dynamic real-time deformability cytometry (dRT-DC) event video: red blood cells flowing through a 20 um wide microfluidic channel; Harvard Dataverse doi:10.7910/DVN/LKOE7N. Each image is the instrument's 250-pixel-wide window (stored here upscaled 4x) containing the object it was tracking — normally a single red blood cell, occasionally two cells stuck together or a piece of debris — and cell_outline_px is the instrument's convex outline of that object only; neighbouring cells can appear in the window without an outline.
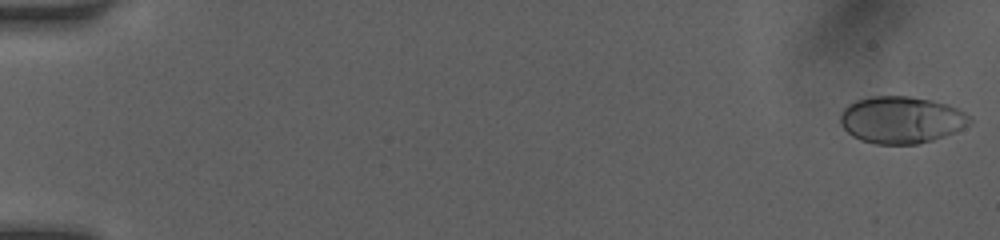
{"species": "human", "species_latin": "Homo sapiens", "temperature_condition": "room temperature", "stored_images_in_passage": 50, "camera_frame_rate_fps": 3000, "um_per_image_px": 0.085, "donor": {"sex": "female"}, "frame": {"image": 1, "passage_image": 1, "time_ms": 0.0, "image_size_px": [1000, 240], "cell_outline_px": [[972, 120], [968, 124], [944, 136], [932, 140], [916, 144], [876, 144], [860, 140], [852, 136], [840, 124], [840, 116], [844, 108], [848, 104], [856, 100], [872, 96], [908, 96], [932, 100], [948, 104], [972, 116]], "centroid_in_image_um": [76.59, 10.18], "position_along_channel_um": 8.4, "area_um2": 35.37}}
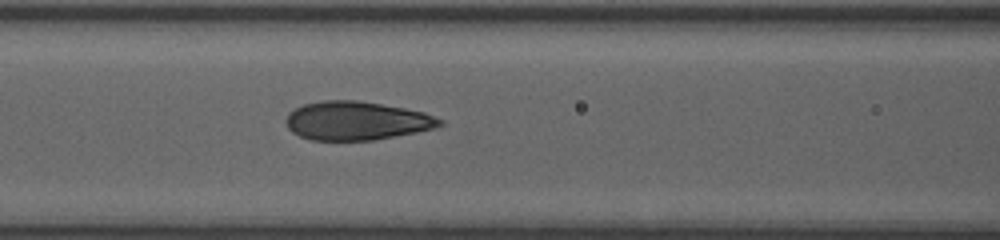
{"frame": {"image": 2, "passage_image": 23, "time_ms": 7.333, "image_size_px": [1000, 240], "cell_outline_px": [[444, 124], [432, 128], [416, 132], [372, 140], [308, 140], [292, 132], [288, 128], [284, 120], [288, 112], [304, 104], [324, 100], [356, 100], [404, 108], [424, 112], [444, 120]], "centroid_in_image_um": [30.27, 10.26], "position_along_channel_um": 136.3, "area_um2": 34.56}}
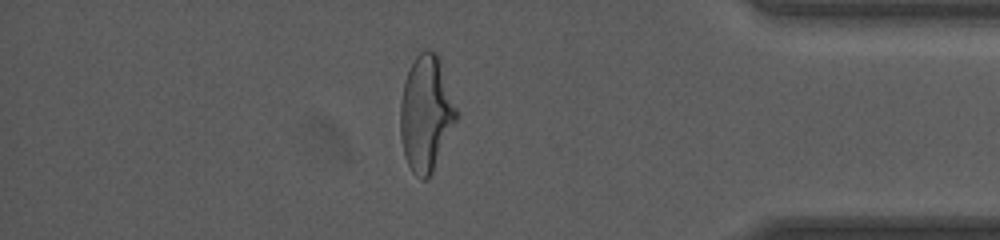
{"frame": {"image": 3, "passage_image": 44, "time_ms": 14.333, "image_size_px": [1000, 240], "cell_outline_px": [[460, 116], [428, 180], [420, 180], [412, 172], [404, 156], [400, 140], [400, 100], [404, 80], [416, 56], [424, 48], [428, 48], [436, 52], [440, 56], [460, 112]], "centroid_in_image_um": [36.25, 9.62], "position_along_channel_um": 399.0, "area_um2": 39.07}, "authors_computed_cell_mechanics": {"area_um2": 34.969, "velocity_mm_per_s": 4.1305, "shape_relaxation_time_tau1_ms": 4.5742, "shape_relaxation_time_tau2_ms": 0.6808, "deformation_change_tau1": 0.1957, "deformation_change_tau2": 0.0665}}